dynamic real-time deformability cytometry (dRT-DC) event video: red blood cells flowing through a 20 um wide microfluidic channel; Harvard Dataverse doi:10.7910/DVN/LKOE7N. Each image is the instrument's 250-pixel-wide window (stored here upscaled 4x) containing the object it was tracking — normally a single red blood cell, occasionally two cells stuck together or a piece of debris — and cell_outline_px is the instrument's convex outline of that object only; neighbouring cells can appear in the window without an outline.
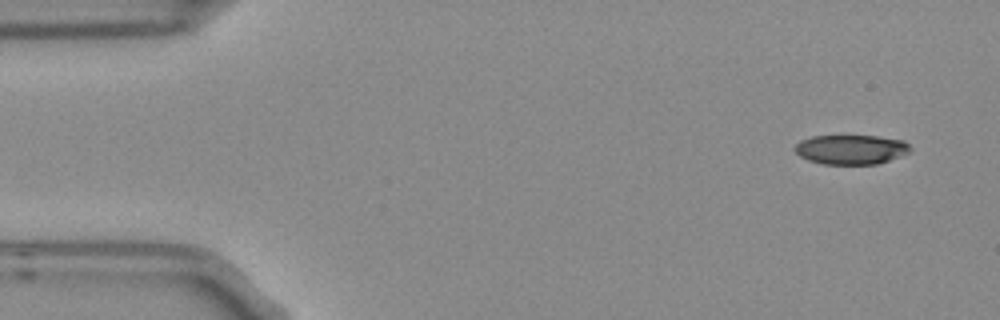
{"species": "Egyptian fruit bat (a non-hibernating species)", "species_latin": "Rousettus aegyptiacus", "temperature_condition": "room temperature", "stored_images_in_passage": 4, "camera_frame_rate_fps": 3000, "um_per_image_px": 0.085, "frame": {"image": 1, "passage_image": 1, "time_ms": 0.0, "image_size_px": [1000, 320], "cell_outline_px": [[912, 152], [876, 164], [824, 164], [808, 160], [800, 156], [792, 148], [800, 140], [812, 136], [876, 136], [904, 140], [912, 148]], "centroid_in_image_um": [72.34, 12.7], "position_along_channel_um": 12.7, "area_um2": 19.94}}
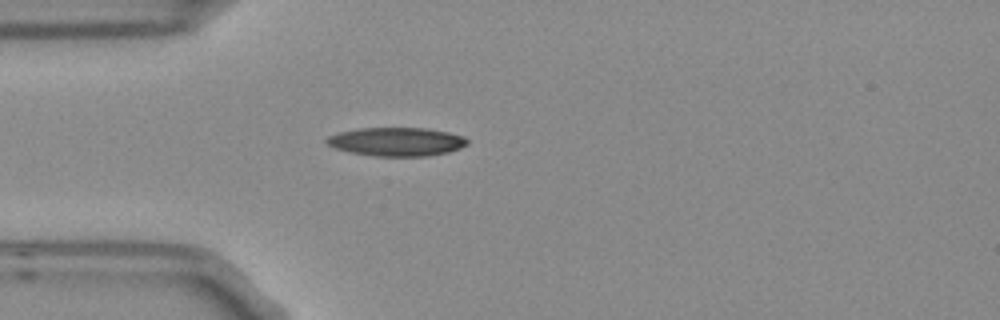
{"frame": {"image": 2, "passage_image": 4, "time_ms": 1.0, "image_size_px": [1000, 320], "cell_outline_px": [[468, 144], [460, 148], [448, 152], [428, 156], [376, 156], [348, 152], [332, 148], [324, 140], [328, 136], [340, 132], [360, 128], [424, 128], [448, 132], [464, 136], [468, 140]], "centroid_in_image_um": [33.69, 12.05], "position_along_channel_um": 51.3, "area_um2": 23.52}}